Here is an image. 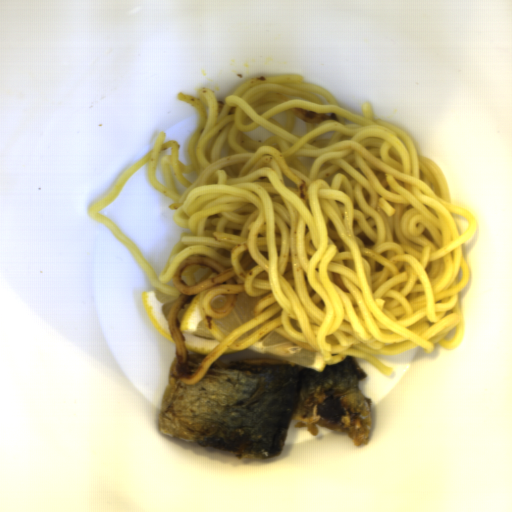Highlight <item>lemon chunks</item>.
<instances>
[{"instance_id": "e0be4373", "label": "lemon chunks", "mask_w": 512, "mask_h": 512, "mask_svg": "<svg viewBox=\"0 0 512 512\" xmlns=\"http://www.w3.org/2000/svg\"><path fill=\"white\" fill-rule=\"evenodd\" d=\"M214 286L199 291L189 302L180 318L178 330L184 336L187 356H208L231 332L255 317L254 303L260 301L265 295L249 296L240 292L228 315L222 318H211L204 311L202 300L205 293Z\"/></svg>"}, {"instance_id": "ac8584b7", "label": "lemon chunks", "mask_w": 512, "mask_h": 512, "mask_svg": "<svg viewBox=\"0 0 512 512\" xmlns=\"http://www.w3.org/2000/svg\"><path fill=\"white\" fill-rule=\"evenodd\" d=\"M246 349L255 351L258 354L270 353L320 373L327 366V362L321 352L304 349L281 335L275 329L270 330L265 336Z\"/></svg>"}, {"instance_id": "65f29858", "label": "lemon chunks", "mask_w": 512, "mask_h": 512, "mask_svg": "<svg viewBox=\"0 0 512 512\" xmlns=\"http://www.w3.org/2000/svg\"><path fill=\"white\" fill-rule=\"evenodd\" d=\"M172 295L159 290H148L142 294V304L154 327L168 339L174 343V338L170 331L168 314L169 310L176 300Z\"/></svg>"}, {"instance_id": "e71d3551", "label": "lemon chunks", "mask_w": 512, "mask_h": 512, "mask_svg": "<svg viewBox=\"0 0 512 512\" xmlns=\"http://www.w3.org/2000/svg\"><path fill=\"white\" fill-rule=\"evenodd\" d=\"M210 303L213 308L220 309L221 307H223L225 305L226 297L223 295L217 296Z\"/></svg>"}]
</instances>
